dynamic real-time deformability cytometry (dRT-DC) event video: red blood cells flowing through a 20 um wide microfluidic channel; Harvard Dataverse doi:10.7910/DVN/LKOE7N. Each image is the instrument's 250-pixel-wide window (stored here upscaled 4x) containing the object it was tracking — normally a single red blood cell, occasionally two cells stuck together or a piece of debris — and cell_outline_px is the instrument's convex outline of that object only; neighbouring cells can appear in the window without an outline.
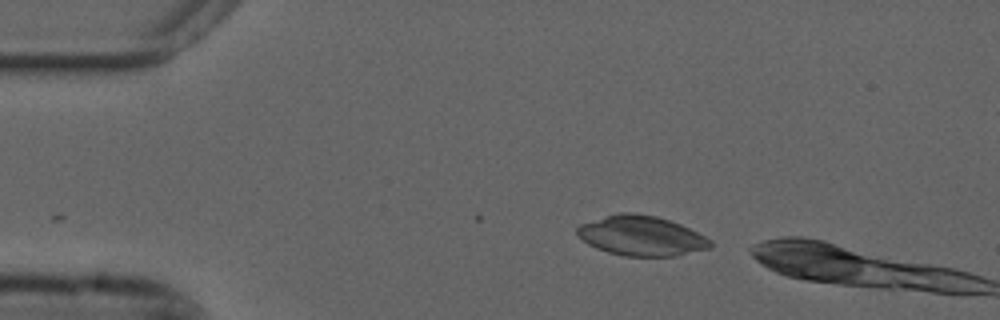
{"species": "common noctule bat (a hibernating species)", "species_latin": "Nyctalus noctula", "temperature_condition": "cold", "stored_images_in_passage": 8, "camera_frame_rate_fps": 3000, "um_per_image_px": 0.085, "animal": {"sex": "male", "forearm_length_mm": 52.5}, "frame": {"image": 1, "passage_image": 1, "time_ms": 0.0, "image_size_px": [1000, 320], "cell_outline_px": [[712, 248], [676, 256], [624, 256], [608, 252], [596, 248], [588, 244], [576, 232], [576, 228], [580, 224], [620, 212], [636, 212], [656, 216], [680, 224], [712, 240]], "centroid_in_image_um": [54.54, 20.05], "position_along_channel_um": 30.5, "area_um2": 30.87}}